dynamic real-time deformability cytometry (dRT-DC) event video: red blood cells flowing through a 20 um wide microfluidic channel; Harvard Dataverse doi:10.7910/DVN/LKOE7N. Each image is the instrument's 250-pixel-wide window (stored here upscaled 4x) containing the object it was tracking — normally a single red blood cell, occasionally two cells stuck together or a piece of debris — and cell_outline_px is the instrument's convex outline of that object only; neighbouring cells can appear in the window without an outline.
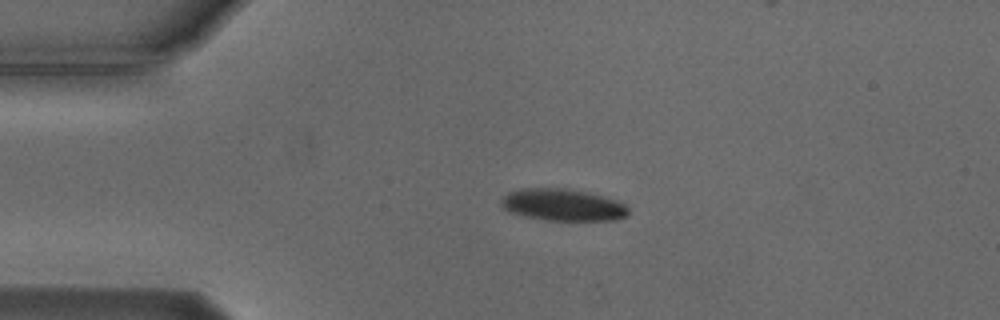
{"species": "Egyptian fruit bat (a non-hibernating species)", "species_latin": "Rousettus aegyptiacus", "temperature_condition": "cold", "stored_images_in_passage": 45, "camera_frame_rate_fps": 3000, "um_per_image_px": 0.085, "animal": {"sex": "male"}, "frame": {"image": 1, "passage_image": 1, "time_ms": 0.0, "image_size_px": [1000, 320], "cell_outline_px": [[628, 216], [616, 220], [548, 220], [524, 216], [508, 212], [500, 204], [500, 200], [508, 192], [520, 188], [564, 188], [588, 192], [604, 196], [616, 200], [624, 204], [628, 208]], "centroid_in_image_um": [47.82, 17.41], "position_along_channel_um": 37.2, "area_um2": 23.81}}
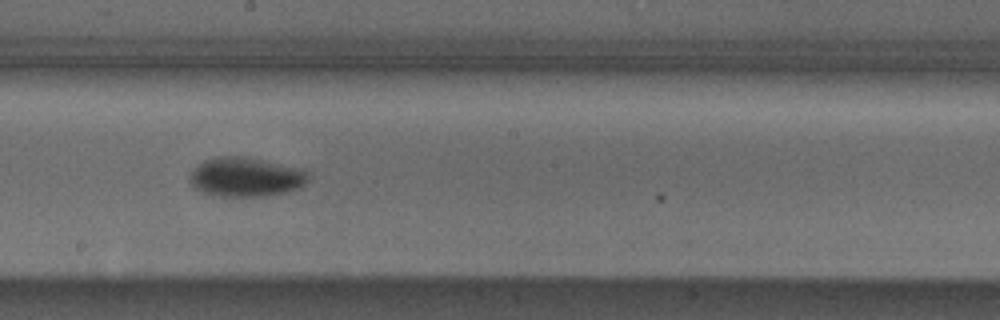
{"frame": {"image": 2, "passage_image": 19, "time_ms": 6.0, "image_size_px": [1000, 320], "cell_outline_px": [[312, 176], [300, 188], [288, 192], [264, 196], [212, 196], [200, 192], [188, 180], [188, 176], [192, 168], [204, 160], [216, 156], [244, 156], [304, 168]], "centroid_in_image_um": [20.9, 15.04], "position_along_channel_um": 227.3, "area_um2": 27.86}}
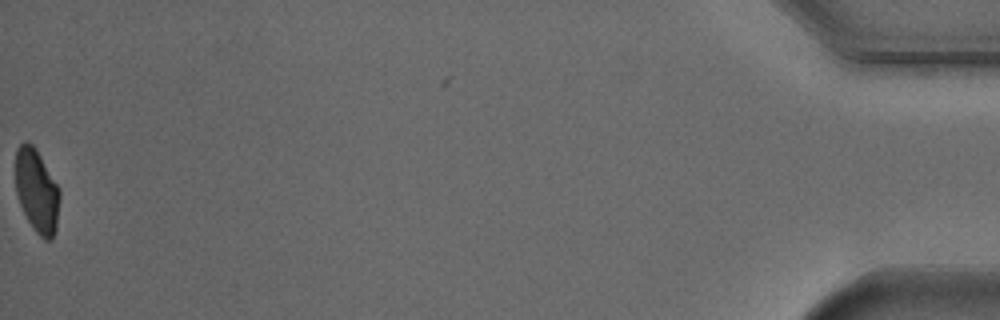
{"frame": {"image": 3, "passage_image": 44, "time_ms": 14.333, "image_size_px": [1000, 320], "cell_outline_px": [[60, 200], [56, 228], [52, 240], [44, 240], [32, 228], [20, 204], [16, 192], [16, 148], [24, 140], [28, 140], [36, 148], [60, 188]], "centroid_in_image_um": [3.14, 16.21], "position_along_channel_um": 432.1, "area_um2": 21.73}, "authors_computed_cell_mechanics": {"area_um2": 24.6228, "velocity_mm_per_s": 3.7355, "shape_relaxation_time_tau1_ms": 2.2969, "shape_relaxation_time_tau2_ms": null, "deformation_change_tau1": 0.0994, "deformation_change_tau2": null}}